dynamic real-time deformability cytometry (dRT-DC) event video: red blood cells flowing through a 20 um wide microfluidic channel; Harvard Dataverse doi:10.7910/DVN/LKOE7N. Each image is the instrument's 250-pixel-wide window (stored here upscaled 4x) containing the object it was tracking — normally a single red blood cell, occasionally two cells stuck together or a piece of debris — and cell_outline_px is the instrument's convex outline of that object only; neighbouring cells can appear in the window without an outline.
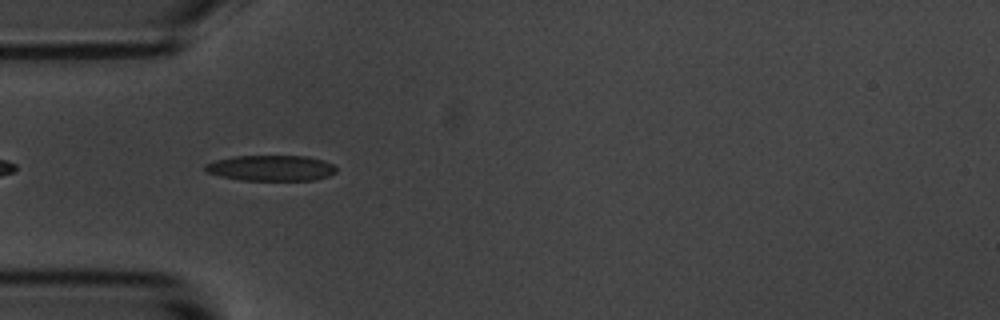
{"species": "common noctule bat (a hibernating species)", "species_latin": "Nyctalus noctula", "temperature_condition": "room temperature", "stored_images_in_passage": 8, "camera_frame_rate_fps": 3000, "um_per_image_px": 0.085, "animal": {"sex": "male", "body_mass_g": 20.1, "forearm_length_mm": 53.5}, "frame": {"image": 1, "passage_image": 3, "time_ms": 3.333, "image_size_px": [1000, 320], "cell_outline_px": [[336, 172], [328, 176], [312, 180], [240, 180], [208, 172], [204, 168], [204, 164], [216, 160], [232, 156], [308, 156], [324, 160], [332, 164], [336, 168]], "centroid_in_image_um": [23.06, 14.27], "position_along_channel_um": 61.9, "area_um2": 19.48}}
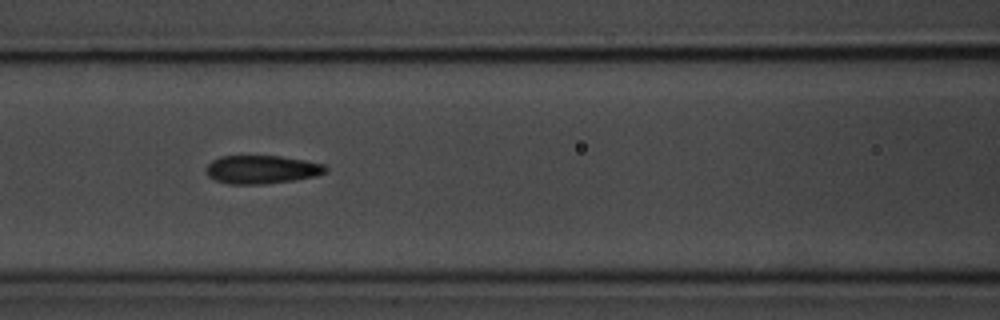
{"frame": {"image": 2, "passage_image": 5, "time_ms": 5.667, "image_size_px": [1000, 320], "cell_outline_px": [[328, 172], [316, 176], [292, 180], [260, 184], [228, 184], [216, 180], [208, 176], [208, 164], [212, 160], [220, 156], [280, 156], [304, 160], [324, 164], [328, 168]], "centroid_in_image_um": [22.28, 14.4], "position_along_channel_um": 144.3, "area_um2": 19.59}}
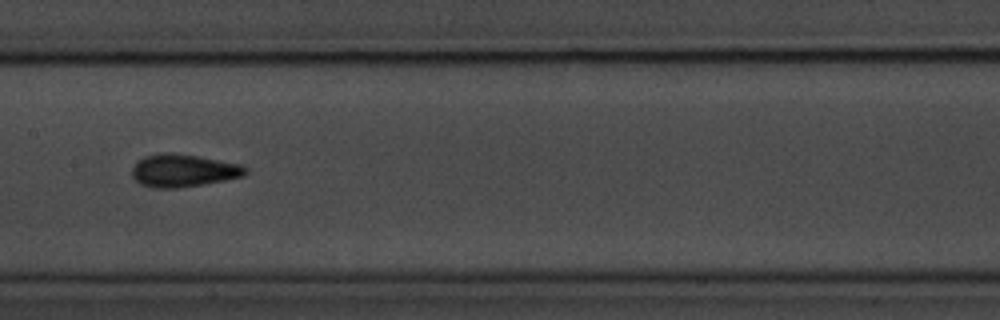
{"frame": {"image": 3, "passage_image": 6, "time_ms": 7.0, "image_size_px": [1000, 320], "cell_outline_px": [[248, 172], [244, 176], [224, 180], [176, 188], [152, 188], [140, 184], [132, 176], [132, 168], [144, 156], [164, 152], [172, 152], [196, 156], [240, 164], [248, 168]], "centroid_in_image_um": [15.57, 14.5], "position_along_channel_um": 191.8, "area_um2": 21.44}}